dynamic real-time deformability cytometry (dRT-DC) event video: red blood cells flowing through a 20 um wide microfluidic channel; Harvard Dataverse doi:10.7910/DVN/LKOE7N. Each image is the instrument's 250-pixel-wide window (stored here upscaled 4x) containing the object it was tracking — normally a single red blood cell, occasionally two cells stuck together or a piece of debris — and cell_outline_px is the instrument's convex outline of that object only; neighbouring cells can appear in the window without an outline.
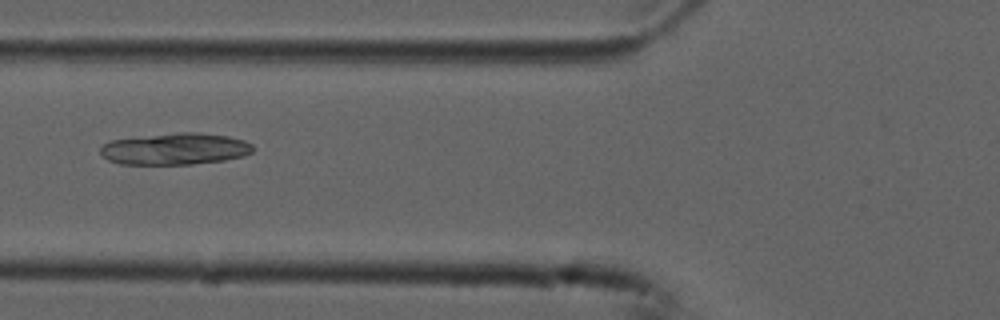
{"species": "common noctule bat (a hibernating species)", "species_latin": "Nyctalus noctula", "temperature_condition": "cold", "stored_images_in_passage": 8, "camera_frame_rate_fps": 3000, "um_per_image_px": 0.085, "animal": {"sex": "male", "forearm_length_mm": 52.5}, "frame": {"image": 1, "passage_image": 5, "time_ms": 1.333, "image_size_px": [1000, 320], "cell_outline_px": [[252, 152], [244, 156], [224, 160], [192, 164], [120, 164], [108, 160], [100, 152], [100, 148], [104, 144], [112, 140], [180, 132], [196, 132], [228, 136], [244, 140], [252, 144]], "centroid_in_image_um": [14.91, 12.66], "position_along_channel_um": 110.9, "area_um2": 27.92}}
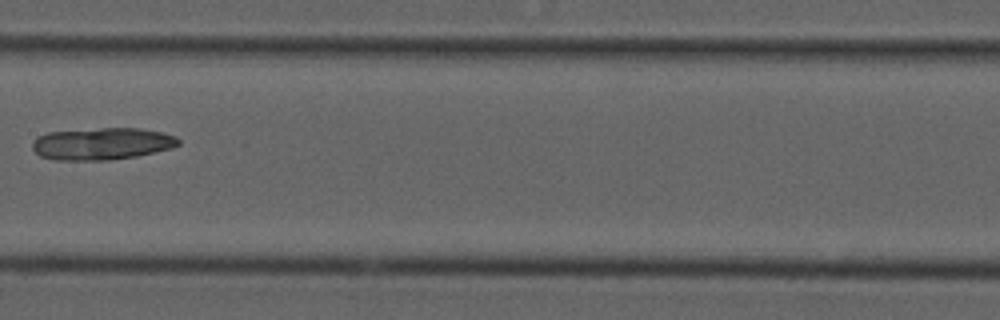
{"frame": {"image": 2, "passage_image": 7, "time_ms": 2.0, "image_size_px": [1000, 320], "cell_outline_px": [[180, 144], [172, 148], [136, 156], [108, 160], [56, 160], [40, 156], [32, 148], [32, 144], [40, 136], [48, 132], [100, 128], [140, 128], [160, 132], [176, 136], [180, 140]], "centroid_in_image_um": [8.69, 12.22], "position_along_channel_um": 198.7, "area_um2": 27.17}}
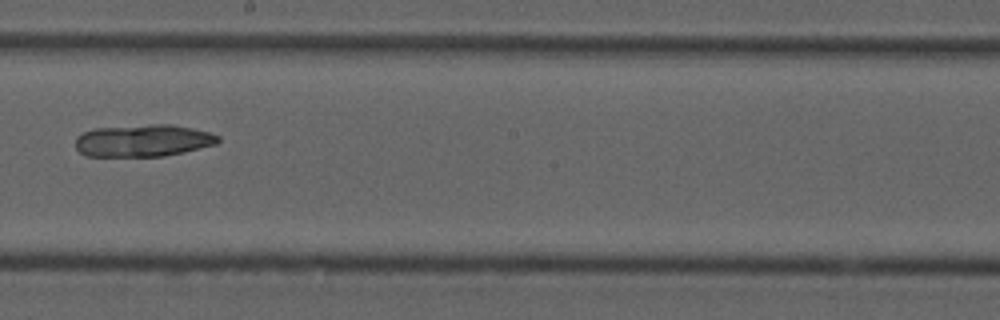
{"frame": {"image": 3, "passage_image": 8, "time_ms": 2.333, "image_size_px": [1000, 320], "cell_outline_px": [[220, 140], [216, 144], [184, 152], [164, 156], [84, 156], [76, 148], [76, 136], [84, 132], [96, 128], [152, 124], [172, 124], [192, 128], [208, 132], [220, 136]], "centroid_in_image_um": [12.17, 11.95], "position_along_channel_um": 236.0, "area_um2": 26.76}}